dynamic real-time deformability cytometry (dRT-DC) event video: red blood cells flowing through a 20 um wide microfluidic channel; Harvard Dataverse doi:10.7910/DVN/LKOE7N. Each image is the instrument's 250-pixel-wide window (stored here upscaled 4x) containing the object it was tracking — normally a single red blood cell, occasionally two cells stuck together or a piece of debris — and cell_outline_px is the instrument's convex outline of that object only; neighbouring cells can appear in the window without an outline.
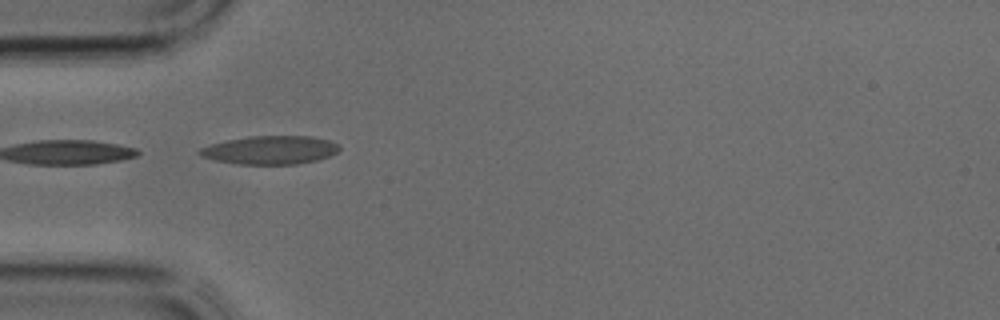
{"species": "common noctule bat (a hibernating species)", "species_latin": "Nyctalus noctula", "temperature_condition": "cold", "stored_images_in_passage": 17, "camera_frame_rate_fps": 3000, "um_per_image_px": 0.085, "animal": {"sex": "male", "body_mass_g": 17.9, "forearm_length_mm": 54.2}, "frame": {"image": 1, "passage_image": 1, "time_ms": 0.0, "image_size_px": [1000, 320], "cell_outline_px": [[340, 148], [336, 152], [328, 156], [316, 160], [296, 164], [236, 164], [216, 160], [200, 156], [196, 152], [200, 148], [212, 144], [228, 140], [248, 136], [312, 136], [328, 140], [340, 144]], "centroid_in_image_um": [22.96, 12.75], "position_along_channel_um": 62.0, "area_um2": 23.06}}